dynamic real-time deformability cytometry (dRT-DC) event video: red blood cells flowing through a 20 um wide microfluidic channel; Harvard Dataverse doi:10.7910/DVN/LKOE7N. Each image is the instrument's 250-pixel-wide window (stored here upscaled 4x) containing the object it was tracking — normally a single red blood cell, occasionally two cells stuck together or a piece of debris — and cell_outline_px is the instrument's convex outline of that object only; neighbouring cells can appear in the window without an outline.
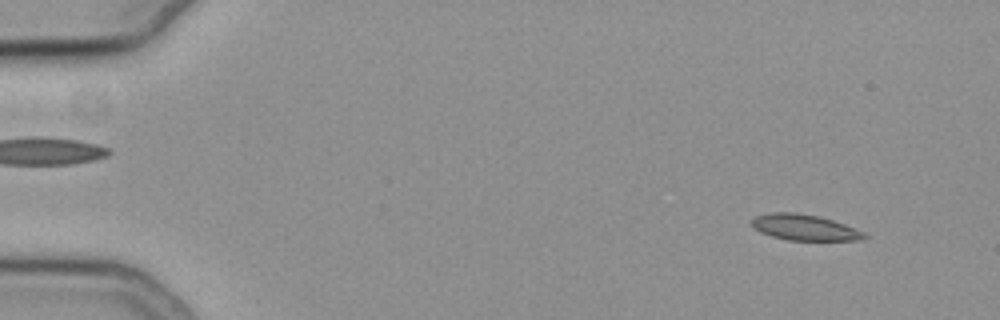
{"species": "common noctule bat (a hibernating species)", "species_latin": "Nyctalus noctula", "temperature_condition": "cold", "stored_images_in_passage": 56, "camera_frame_rate_fps": 3000, "um_per_image_px": 0.085, "animal": {"sex": "female", "body_mass_g": 19.3, "forearm_length_mm": 54.1}, "frame": {"image": 1, "passage_image": 5, "time_ms": 1.333, "image_size_px": [1000, 320], "cell_outline_px": [[868, 236], [860, 240], [788, 240], [772, 236], [760, 232], [752, 228], [752, 220], [756, 216], [768, 212], [796, 212], [820, 216], [844, 224], [864, 232]], "centroid_in_image_um": [68.35, 19.32], "position_along_channel_um": 16.6, "area_um2": 16.99}}
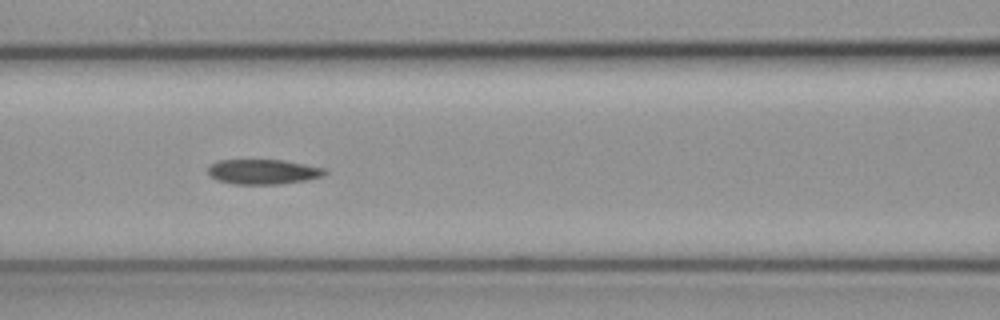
{"frame": {"image": 2, "passage_image": 25, "time_ms": 8.0, "image_size_px": [1000, 320], "cell_outline_px": [[328, 172], [324, 176], [304, 180], [280, 184], [232, 184], [216, 180], [208, 176], [208, 168], [212, 164], [220, 160], [284, 160], [324, 168]], "centroid_in_image_um": [22.35, 14.6], "position_along_channel_um": 144.3, "area_um2": 16.99}}
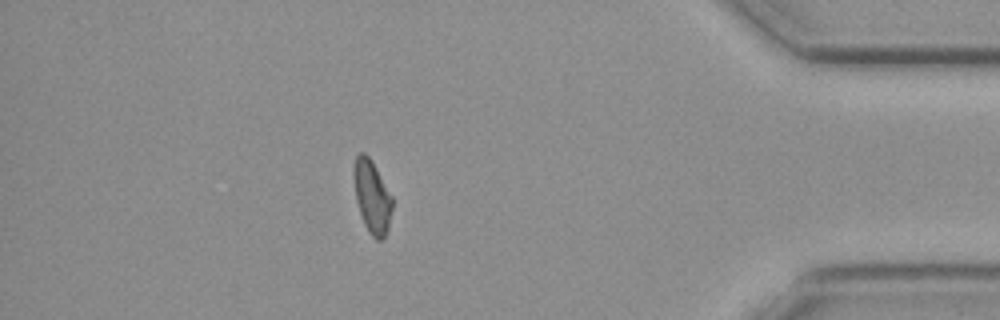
{"frame": {"image": 3, "passage_image": 49, "time_ms": 16.0, "image_size_px": [1000, 320], "cell_outline_px": [[392, 208], [388, 228], [384, 240], [376, 240], [368, 232], [364, 224], [356, 200], [352, 176], [352, 168], [356, 156], [360, 152], [364, 152], [372, 160], [392, 196]], "centroid_in_image_um": [31.6, 16.7], "position_along_channel_um": 403.6, "area_um2": 16.59}}